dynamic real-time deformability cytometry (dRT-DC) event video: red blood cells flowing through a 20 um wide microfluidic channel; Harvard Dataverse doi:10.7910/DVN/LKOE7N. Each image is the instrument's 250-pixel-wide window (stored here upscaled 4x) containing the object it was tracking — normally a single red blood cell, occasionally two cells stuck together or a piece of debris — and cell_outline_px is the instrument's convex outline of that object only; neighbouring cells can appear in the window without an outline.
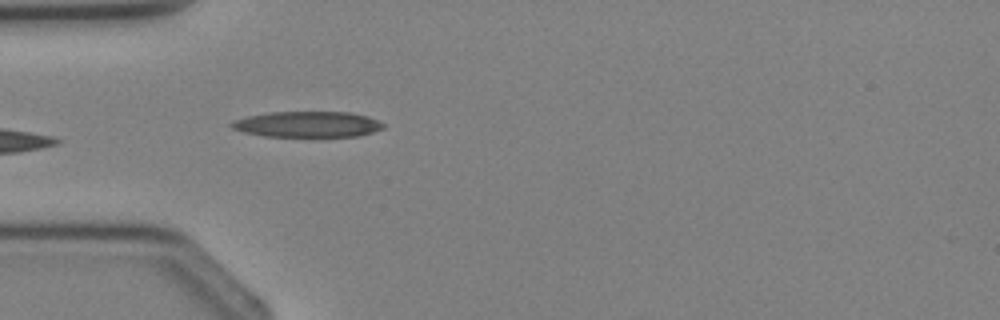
{"species": "Egyptian fruit bat (a non-hibernating species)", "species_latin": "Rousettus aegyptiacus", "temperature_condition": "cold", "stored_images_in_passage": 4, "camera_frame_rate_fps": 3000, "um_per_image_px": 0.085, "animal": {"sex": "female"}, "frame": {"image": 1, "passage_image": 4, "time_ms": 3.333, "image_size_px": [1000, 320], "cell_outline_px": [[384, 128], [360, 136], [264, 136], [244, 132], [232, 128], [228, 124], [232, 120], [248, 116], [268, 112], [348, 112], [368, 116], [384, 124]], "centroid_in_image_um": [26.11, 10.56], "position_along_channel_um": 58.9, "area_um2": 22.77}}